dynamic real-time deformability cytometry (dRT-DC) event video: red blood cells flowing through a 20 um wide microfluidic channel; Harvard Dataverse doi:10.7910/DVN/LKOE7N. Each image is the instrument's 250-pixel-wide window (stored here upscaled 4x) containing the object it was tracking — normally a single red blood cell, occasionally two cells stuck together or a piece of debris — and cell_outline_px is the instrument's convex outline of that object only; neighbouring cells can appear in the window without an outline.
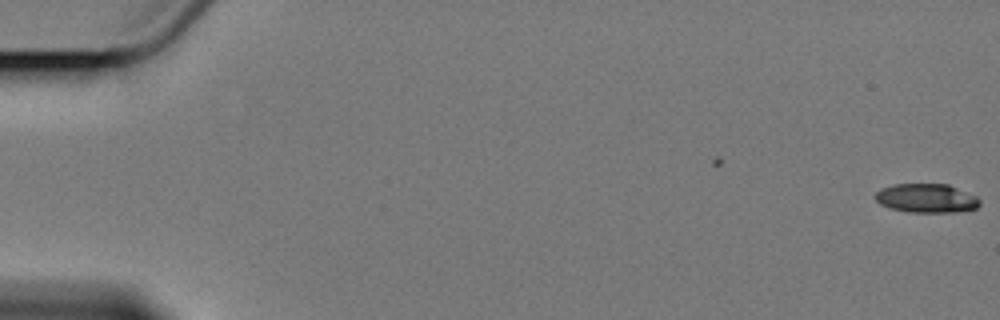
{"species": "Egyptian fruit bat (a non-hibernating species)", "species_latin": "Rousettus aegyptiacus", "temperature_condition": "cold", "stored_images_in_passage": 2, "camera_frame_rate_fps": 3000, "um_per_image_px": 0.085, "animal": {"sex": "female"}, "frame": {"image": 1, "passage_image": 2, "time_ms": 1.333, "image_size_px": [1000, 320], "cell_outline_px": [[980, 204], [976, 208], [956, 212], [908, 212], [888, 208], [880, 204], [876, 200], [876, 192], [880, 188], [892, 184], [948, 184], [976, 196], [980, 200]], "centroid_in_image_um": [78.73, 16.85], "position_along_channel_um": 6.3, "area_um2": 17.69}}